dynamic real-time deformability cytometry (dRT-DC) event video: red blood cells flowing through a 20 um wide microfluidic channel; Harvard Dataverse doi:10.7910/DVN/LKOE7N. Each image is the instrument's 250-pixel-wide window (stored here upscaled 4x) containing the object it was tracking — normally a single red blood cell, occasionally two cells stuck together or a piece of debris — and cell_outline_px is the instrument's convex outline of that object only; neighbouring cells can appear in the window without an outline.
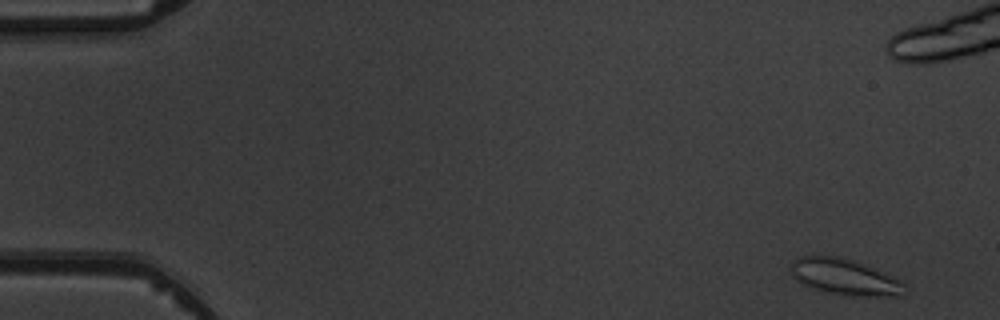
{"species": "common noctule bat (a hibernating species)", "species_latin": "Nyctalus noctula", "temperature_condition": "warm", "stored_images_in_passage": 5, "camera_frame_rate_fps": 3000, "um_per_image_px": 0.085, "animal": {"sex": "male", "body_mass_g": 19.5, "forearm_length_mm": 54.6}, "frame": {"image": 1, "passage_image": 1, "time_ms": 0.0, "image_size_px": [1000, 320], "cell_outline_px": [[904, 296], [844, 296], [820, 292], [804, 284], [792, 276], [792, 260], [800, 256], [836, 256], [852, 260], [864, 264], [900, 280], [904, 284]], "centroid_in_image_um": [71.79, 23.57], "position_along_channel_um": 13.2, "area_um2": 23.93}}